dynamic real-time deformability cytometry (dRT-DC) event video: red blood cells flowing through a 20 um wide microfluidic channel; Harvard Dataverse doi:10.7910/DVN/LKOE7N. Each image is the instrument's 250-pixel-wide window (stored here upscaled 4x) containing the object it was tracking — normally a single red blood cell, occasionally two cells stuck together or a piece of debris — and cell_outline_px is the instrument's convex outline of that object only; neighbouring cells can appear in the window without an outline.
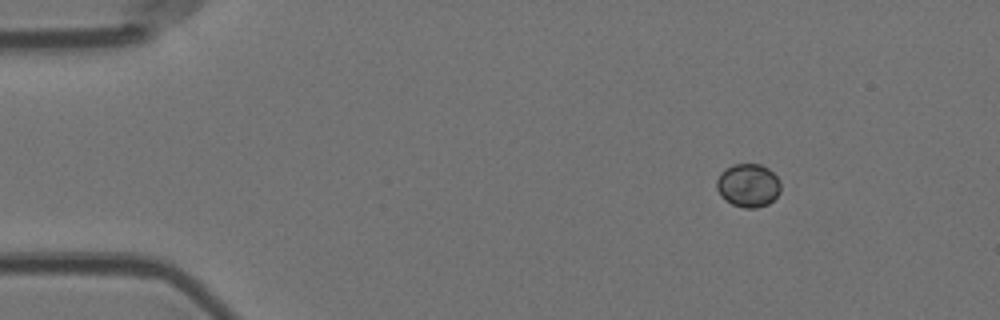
{"species": "Egyptian fruit bat (a non-hibernating species)", "species_latin": "Rousettus aegyptiacus", "temperature_condition": "room temperature", "stored_images_in_passage": 7, "camera_frame_rate_fps": 3000, "um_per_image_px": 0.085, "animal": {"sex": "female"}, "frame": {"image": 1, "passage_image": 1, "time_ms": 0.0, "image_size_px": [1000, 320], "cell_outline_px": [[780, 192], [768, 204], [756, 208], [744, 208], [732, 204], [724, 200], [720, 196], [716, 188], [716, 180], [720, 172], [732, 164], [760, 164], [768, 168], [776, 176], [780, 184]], "centroid_in_image_um": [63.56, 15.76], "position_along_channel_um": 21.4, "area_um2": 16.3}}
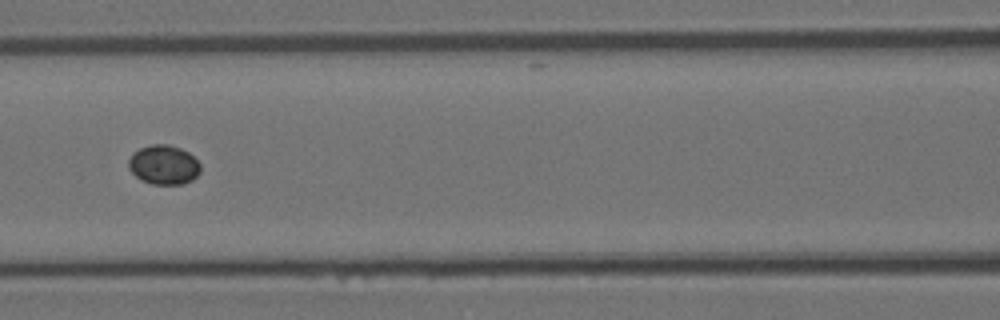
{"frame": {"image": 2, "passage_image": 5, "time_ms": 1.333, "image_size_px": [1000, 320], "cell_outline_px": [[200, 172], [192, 180], [184, 184], [152, 184], [140, 180], [128, 168], [128, 160], [132, 152], [140, 148], [152, 144], [168, 144], [180, 148], [188, 152], [200, 164]], "centroid_in_image_um": [13.89, 14.01], "position_along_channel_um": 152.7, "area_um2": 16.59}}
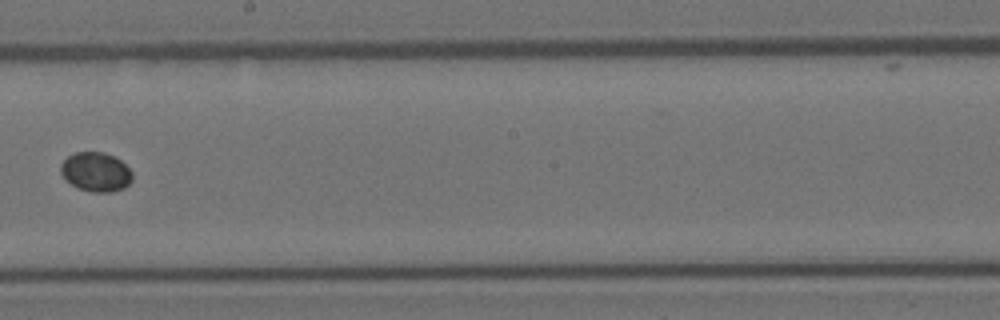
{"frame": {"image": 3, "passage_image": 7, "time_ms": 2.0, "image_size_px": [1000, 320], "cell_outline_px": [[132, 180], [124, 188], [112, 192], [92, 192], [76, 188], [64, 180], [60, 172], [60, 164], [68, 156], [76, 152], [104, 152], [116, 156], [132, 172]], "centroid_in_image_um": [8.12, 14.62], "position_along_channel_um": 240.1, "area_um2": 16.65}}